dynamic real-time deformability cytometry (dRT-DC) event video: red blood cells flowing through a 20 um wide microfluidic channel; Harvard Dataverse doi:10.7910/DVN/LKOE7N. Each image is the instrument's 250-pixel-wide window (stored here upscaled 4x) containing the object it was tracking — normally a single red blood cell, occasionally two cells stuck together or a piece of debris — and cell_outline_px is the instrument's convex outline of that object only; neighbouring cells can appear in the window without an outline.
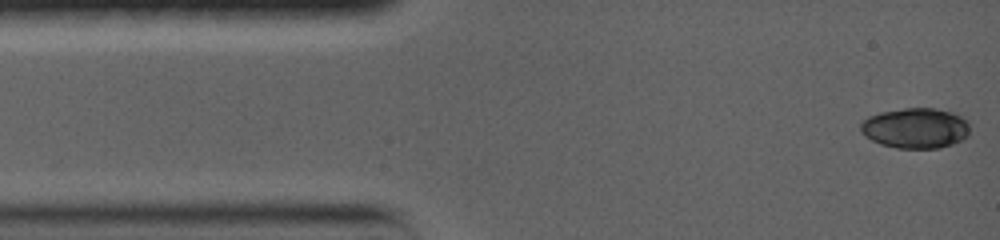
{"species": "common noctule bat (a hibernating species)", "species_latin": "Nyctalus noctula", "temperature_condition": "warm", "stored_images_in_passage": 13, "camera_frame_rate_fps": 5000, "um_per_image_px": 0.085, "animal": {"sex": "female", "body_mass_g": 19.0, "forearm_length_mm": 56.7}, "frame": {"image": 1, "passage_image": 1, "time_ms": 0.0, "image_size_px": [1000, 240], "cell_outline_px": [[968, 136], [952, 144], [940, 148], [896, 148], [880, 144], [864, 136], [860, 132], [860, 124], [868, 116], [880, 112], [904, 108], [936, 108], [952, 112], [968, 120]], "centroid_in_image_um": [77.8, 10.89], "position_along_channel_um": 7.2, "area_um2": 25.84}}
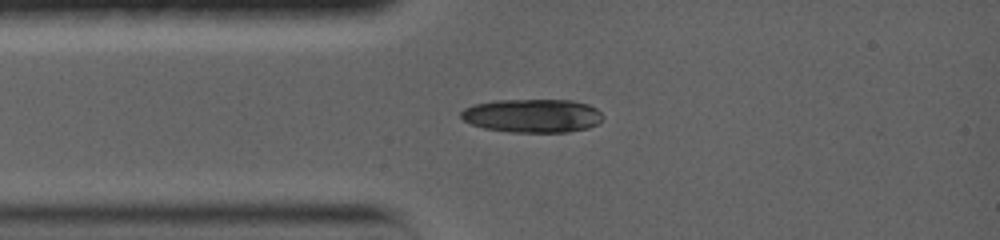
{"frame": {"image": 2, "passage_image": 13, "time_ms": 2.8, "image_size_px": [1000, 240], "cell_outline_px": [[604, 116], [596, 124], [588, 128], [568, 132], [508, 132], [484, 128], [472, 124], [464, 120], [460, 116], [460, 112], [464, 108], [472, 104], [496, 100], [572, 100], [588, 104], [596, 108]], "centroid_in_image_um": [45.24, 9.83], "position_along_channel_um": 39.8, "area_um2": 27.86}}